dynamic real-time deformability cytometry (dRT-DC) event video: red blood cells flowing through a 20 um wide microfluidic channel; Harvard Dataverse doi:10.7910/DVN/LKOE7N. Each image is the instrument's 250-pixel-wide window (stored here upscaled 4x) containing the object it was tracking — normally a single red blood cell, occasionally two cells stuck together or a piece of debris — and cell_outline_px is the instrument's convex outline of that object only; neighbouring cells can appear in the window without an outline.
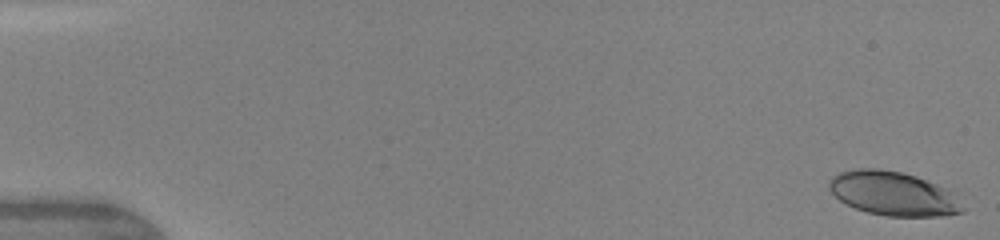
{"species": "human", "species_latin": "Homo sapiens", "temperature_condition": "warm", "stored_images_in_passage": 9, "camera_frame_rate_fps": 3000, "um_per_image_px": 0.085, "donor": {"sex": "female"}, "frame": {"image": 1, "passage_image": 1, "time_ms": 0.0, "image_size_px": [1000, 240], "cell_outline_px": [[964, 212], [940, 216], [888, 216], [868, 212], [856, 208], [840, 200], [828, 188], [828, 180], [832, 176], [840, 172], [856, 168], [880, 168], [900, 172], [916, 176], [956, 192], [964, 208]], "centroid_in_image_um": [75.95, 16.44], "position_along_channel_um": 9.1, "area_um2": 34.39}}
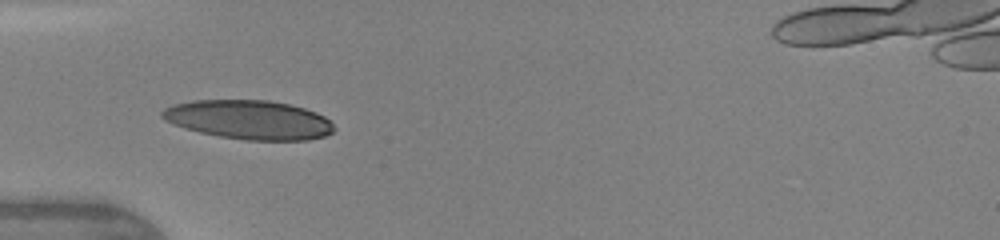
{"frame": {"image": 2, "passage_image": 6, "time_ms": 5.0, "image_size_px": [1000, 240], "cell_outline_px": [[336, 128], [332, 132], [324, 136], [308, 140], [244, 140], [220, 136], [200, 132], [184, 128], [172, 124], [164, 120], [160, 116], [160, 112], [164, 108], [172, 104], [192, 100], [268, 100], [288, 104], [304, 108], [316, 112], [324, 116]], "centroid_in_image_um": [21.12, 10.17], "position_along_channel_um": 63.9, "area_um2": 39.25}}